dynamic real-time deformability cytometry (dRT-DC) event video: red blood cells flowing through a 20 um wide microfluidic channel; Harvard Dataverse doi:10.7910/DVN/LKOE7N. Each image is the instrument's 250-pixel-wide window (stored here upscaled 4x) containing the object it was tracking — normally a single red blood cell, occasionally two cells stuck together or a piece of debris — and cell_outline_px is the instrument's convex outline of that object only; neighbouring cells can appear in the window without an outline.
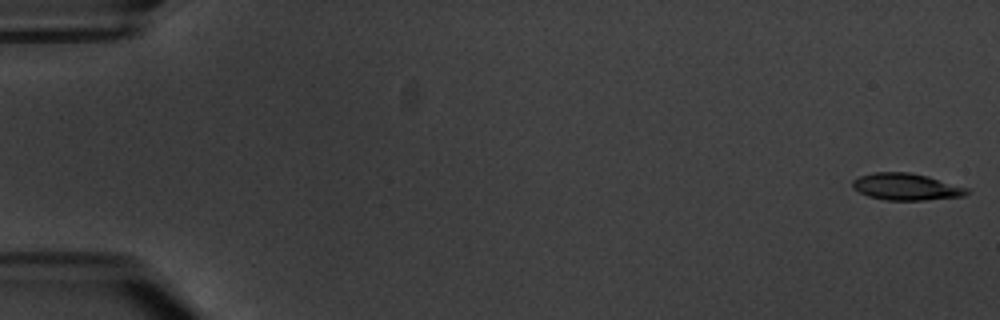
{"species": "common noctule bat (a hibernating species)", "species_latin": "Nyctalus noctula", "temperature_condition": "warm", "stored_images_in_passage": 6, "camera_frame_rate_fps": 3000, "um_per_image_px": 0.085, "animal": {"sex": "male", "body_mass_g": 20.1, "forearm_length_mm": 53.5}, "frame": {"image": 1, "passage_image": 1, "time_ms": 0.0, "image_size_px": [1000, 320], "cell_outline_px": [[972, 192], [964, 196], [924, 200], [884, 200], [868, 196], [852, 188], [852, 180], [860, 176], [872, 172], [908, 172], [928, 176], [968, 188]], "centroid_in_image_um": [77.03, 15.87], "position_along_channel_um": 8.0, "area_um2": 17.98}}
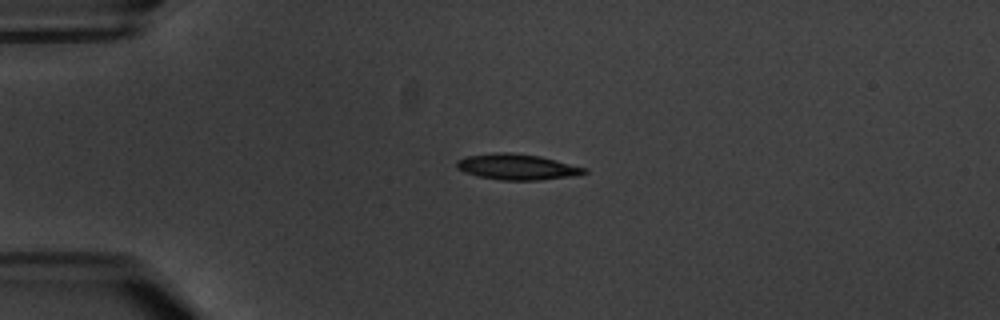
{"frame": {"image": 2, "passage_image": 5, "time_ms": 4.667, "image_size_px": [1000, 320], "cell_outline_px": [[588, 172], [580, 176], [540, 180], [500, 180], [480, 176], [464, 172], [456, 168], [456, 160], [468, 156], [496, 152], [512, 152], [540, 156], [588, 168]], "centroid_in_image_um": [44.01, 14.19], "position_along_channel_um": 41.0, "area_um2": 19.42}}